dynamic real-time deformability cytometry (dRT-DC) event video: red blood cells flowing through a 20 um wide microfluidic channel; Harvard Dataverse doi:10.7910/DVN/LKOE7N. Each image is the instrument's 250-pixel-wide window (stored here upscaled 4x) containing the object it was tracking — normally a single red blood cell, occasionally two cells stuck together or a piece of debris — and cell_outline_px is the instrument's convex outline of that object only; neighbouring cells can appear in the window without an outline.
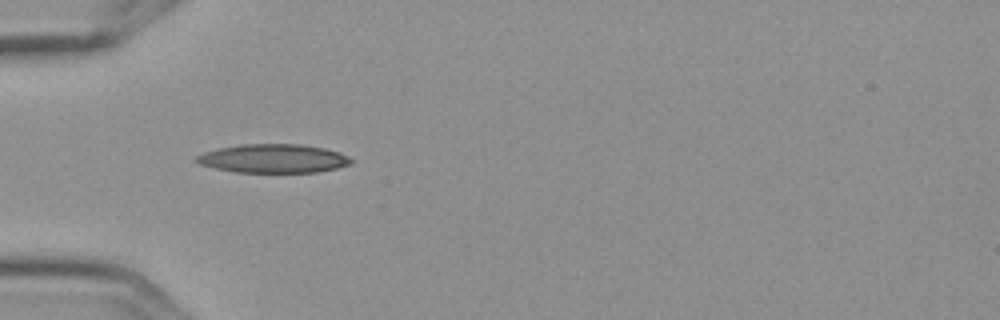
{"species": "Egyptian fruit bat (a non-hibernating species)", "species_latin": "Rousettus aegyptiacus", "temperature_condition": "cold", "stored_images_in_passage": 7, "camera_frame_rate_fps": 3000, "um_per_image_px": 0.085, "frame": {"image": 1, "passage_image": 6, "time_ms": 1.667, "image_size_px": [1000, 320], "cell_outline_px": [[356, 160], [352, 164], [336, 168], [316, 172], [236, 172], [216, 168], [200, 164], [192, 160], [196, 156], [204, 152], [220, 148], [240, 144], [300, 144], [324, 148], [340, 152]], "centroid_in_image_um": [23.26, 13.47], "position_along_channel_um": 61.7, "area_um2": 25.95}}
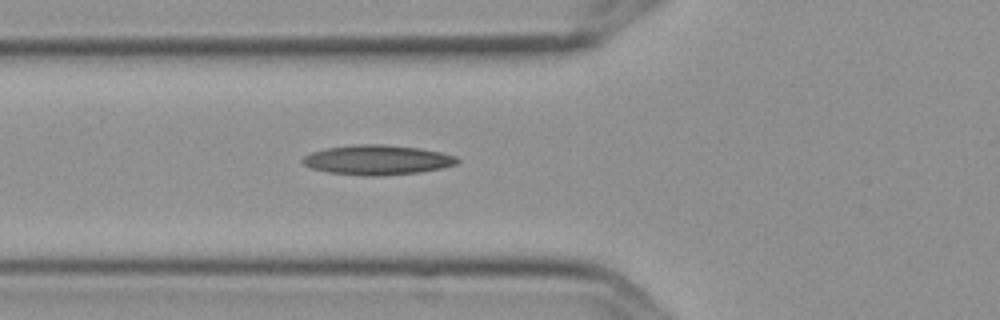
{"frame": {"image": 2, "passage_image": 7, "time_ms": 2.0, "image_size_px": [1000, 320], "cell_outline_px": [[460, 160], [456, 164], [440, 168], [420, 172], [376, 176], [364, 176], [328, 172], [312, 168], [304, 164], [300, 160], [304, 156], [312, 152], [324, 148], [352, 144], [384, 144], [420, 148], [440, 152], [456, 156]], "centroid_in_image_um": [32.05, 13.58], "position_along_channel_um": 93.8, "area_um2": 26.88}}